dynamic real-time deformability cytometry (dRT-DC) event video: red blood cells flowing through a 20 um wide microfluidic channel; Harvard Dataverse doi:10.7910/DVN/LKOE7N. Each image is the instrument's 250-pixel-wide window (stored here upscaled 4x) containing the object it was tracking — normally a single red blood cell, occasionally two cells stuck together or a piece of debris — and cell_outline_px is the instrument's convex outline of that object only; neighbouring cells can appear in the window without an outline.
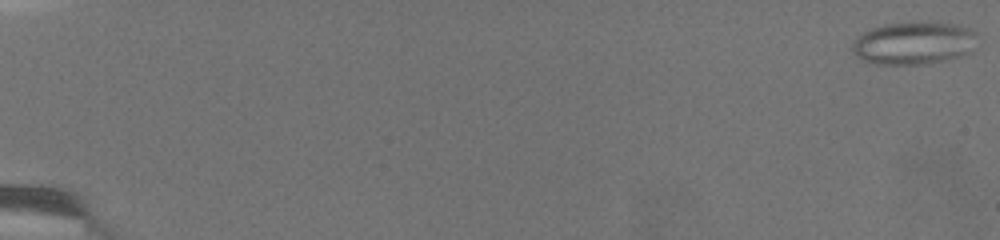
{"species": "common noctule bat (a hibernating species)", "species_latin": "Nyctalus noctula", "temperature_condition": "warm", "stored_images_in_passage": 63, "camera_frame_rate_fps": 3000, "um_per_image_px": 0.085, "animal": {"sex": "female", "body_mass_g": 19.5, "forearm_length_mm": 54.1}, "frame": {"image": 1, "passage_image": 1, "time_ms": 0.0, "image_size_px": [1000, 240], "cell_outline_px": [[976, 32], [972, 52], [964, 56], [924, 64], [876, 64], [864, 60], [856, 56], [852, 48], [852, 44], [864, 32], [872, 28], [884, 24], [960, 24]], "centroid_in_image_um": [77.69, 3.7], "position_along_channel_um": 7.3, "area_um2": 30.4}}
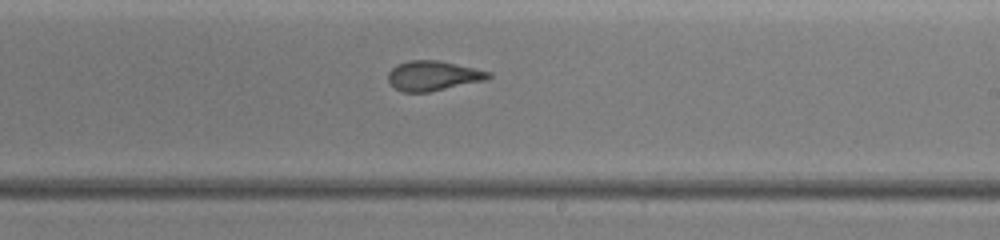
{"frame": {"image": 2, "passage_image": 39, "time_ms": 13.0, "image_size_px": [1000, 240], "cell_outline_px": [[492, 76], [484, 80], [428, 92], [404, 92], [396, 88], [388, 80], [388, 72], [396, 64], [408, 60], [436, 60], [476, 68], [492, 72]], "centroid_in_image_um": [36.8, 6.42], "position_along_channel_um": 252.2, "area_um2": 17.28}}
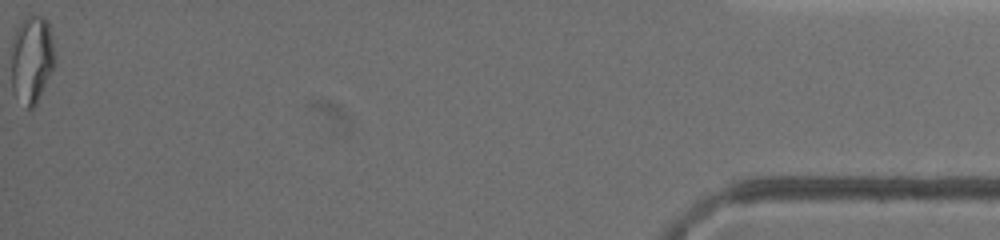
{"frame": {"image": 3, "passage_image": 63, "time_ms": 20.667, "image_size_px": [1000, 240], "cell_outline_px": [[56, 64], [32, 108], [28, 108], [12, 88], [12, 40], [16, 28], [28, 16], [44, 16], [48, 20], [52, 36], [56, 60]], "centroid_in_image_um": [2.73, 4.96], "position_along_channel_um": 432.5, "area_um2": 21.91}, "authors_computed_cell_mechanics": {"area_um2": 19.1318, "velocity_mm_per_s": 3.4892, "shape_relaxation_time_tau1_ms": null, "shape_relaxation_time_tau2_ms": 1.2781, "deformation_change_tau1": null, "deformation_change_tau2": 0.0884}}